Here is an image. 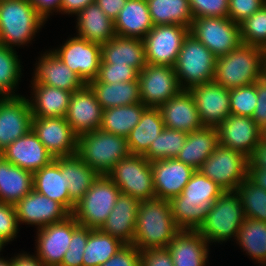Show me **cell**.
Here are the masks:
<instances>
[{
    "label": "cell",
    "mask_w": 266,
    "mask_h": 266,
    "mask_svg": "<svg viewBox=\"0 0 266 266\" xmlns=\"http://www.w3.org/2000/svg\"><path fill=\"white\" fill-rule=\"evenodd\" d=\"M261 141L266 144V125L261 128Z\"/></svg>",
    "instance_id": "obj_63"
},
{
    "label": "cell",
    "mask_w": 266,
    "mask_h": 266,
    "mask_svg": "<svg viewBox=\"0 0 266 266\" xmlns=\"http://www.w3.org/2000/svg\"><path fill=\"white\" fill-rule=\"evenodd\" d=\"M216 60L217 57L189 33L174 65L181 89L189 90L197 85L213 81Z\"/></svg>",
    "instance_id": "obj_6"
},
{
    "label": "cell",
    "mask_w": 266,
    "mask_h": 266,
    "mask_svg": "<svg viewBox=\"0 0 266 266\" xmlns=\"http://www.w3.org/2000/svg\"><path fill=\"white\" fill-rule=\"evenodd\" d=\"M3 246H5V244H4L3 241L0 239V252H1L2 248H3Z\"/></svg>",
    "instance_id": "obj_64"
},
{
    "label": "cell",
    "mask_w": 266,
    "mask_h": 266,
    "mask_svg": "<svg viewBox=\"0 0 266 266\" xmlns=\"http://www.w3.org/2000/svg\"><path fill=\"white\" fill-rule=\"evenodd\" d=\"M164 128L159 109L147 107L138 124L126 138L131 155H144L149 150L152 141L156 140Z\"/></svg>",
    "instance_id": "obj_34"
},
{
    "label": "cell",
    "mask_w": 266,
    "mask_h": 266,
    "mask_svg": "<svg viewBox=\"0 0 266 266\" xmlns=\"http://www.w3.org/2000/svg\"><path fill=\"white\" fill-rule=\"evenodd\" d=\"M158 109L166 128L188 134L204 127L189 90H181L163 105H160Z\"/></svg>",
    "instance_id": "obj_23"
},
{
    "label": "cell",
    "mask_w": 266,
    "mask_h": 266,
    "mask_svg": "<svg viewBox=\"0 0 266 266\" xmlns=\"http://www.w3.org/2000/svg\"><path fill=\"white\" fill-rule=\"evenodd\" d=\"M30 2L45 20L50 16V13L60 12L61 0H30Z\"/></svg>",
    "instance_id": "obj_57"
},
{
    "label": "cell",
    "mask_w": 266,
    "mask_h": 266,
    "mask_svg": "<svg viewBox=\"0 0 266 266\" xmlns=\"http://www.w3.org/2000/svg\"><path fill=\"white\" fill-rule=\"evenodd\" d=\"M89 237V228L79 226L73 233L60 266H82L83 254Z\"/></svg>",
    "instance_id": "obj_48"
},
{
    "label": "cell",
    "mask_w": 266,
    "mask_h": 266,
    "mask_svg": "<svg viewBox=\"0 0 266 266\" xmlns=\"http://www.w3.org/2000/svg\"><path fill=\"white\" fill-rule=\"evenodd\" d=\"M141 102L147 107L158 108L182 89L174 67L147 65L138 72Z\"/></svg>",
    "instance_id": "obj_12"
},
{
    "label": "cell",
    "mask_w": 266,
    "mask_h": 266,
    "mask_svg": "<svg viewBox=\"0 0 266 266\" xmlns=\"http://www.w3.org/2000/svg\"><path fill=\"white\" fill-rule=\"evenodd\" d=\"M242 44L266 49V4L240 23Z\"/></svg>",
    "instance_id": "obj_46"
},
{
    "label": "cell",
    "mask_w": 266,
    "mask_h": 266,
    "mask_svg": "<svg viewBox=\"0 0 266 266\" xmlns=\"http://www.w3.org/2000/svg\"><path fill=\"white\" fill-rule=\"evenodd\" d=\"M257 104L252 119L262 128L266 125V76L256 81Z\"/></svg>",
    "instance_id": "obj_55"
},
{
    "label": "cell",
    "mask_w": 266,
    "mask_h": 266,
    "mask_svg": "<svg viewBox=\"0 0 266 266\" xmlns=\"http://www.w3.org/2000/svg\"><path fill=\"white\" fill-rule=\"evenodd\" d=\"M33 93L29 105L33 117H65L70 103L69 92L60 88L44 84H32Z\"/></svg>",
    "instance_id": "obj_30"
},
{
    "label": "cell",
    "mask_w": 266,
    "mask_h": 266,
    "mask_svg": "<svg viewBox=\"0 0 266 266\" xmlns=\"http://www.w3.org/2000/svg\"><path fill=\"white\" fill-rule=\"evenodd\" d=\"M173 220L180 230H198L208 213V205L169 201Z\"/></svg>",
    "instance_id": "obj_45"
},
{
    "label": "cell",
    "mask_w": 266,
    "mask_h": 266,
    "mask_svg": "<svg viewBox=\"0 0 266 266\" xmlns=\"http://www.w3.org/2000/svg\"><path fill=\"white\" fill-rule=\"evenodd\" d=\"M125 243L104 233L100 229L89 228V237L83 254L82 266H100L115 255Z\"/></svg>",
    "instance_id": "obj_39"
},
{
    "label": "cell",
    "mask_w": 266,
    "mask_h": 266,
    "mask_svg": "<svg viewBox=\"0 0 266 266\" xmlns=\"http://www.w3.org/2000/svg\"><path fill=\"white\" fill-rule=\"evenodd\" d=\"M208 247L197 230H180L167 246L174 266H206Z\"/></svg>",
    "instance_id": "obj_25"
},
{
    "label": "cell",
    "mask_w": 266,
    "mask_h": 266,
    "mask_svg": "<svg viewBox=\"0 0 266 266\" xmlns=\"http://www.w3.org/2000/svg\"><path fill=\"white\" fill-rule=\"evenodd\" d=\"M31 84H44L69 92L81 89L85 83L53 51L38 58Z\"/></svg>",
    "instance_id": "obj_24"
},
{
    "label": "cell",
    "mask_w": 266,
    "mask_h": 266,
    "mask_svg": "<svg viewBox=\"0 0 266 266\" xmlns=\"http://www.w3.org/2000/svg\"><path fill=\"white\" fill-rule=\"evenodd\" d=\"M219 145L249 158L261 141V128L250 117L230 114L216 127Z\"/></svg>",
    "instance_id": "obj_19"
},
{
    "label": "cell",
    "mask_w": 266,
    "mask_h": 266,
    "mask_svg": "<svg viewBox=\"0 0 266 266\" xmlns=\"http://www.w3.org/2000/svg\"><path fill=\"white\" fill-rule=\"evenodd\" d=\"M139 203L138 199L121 193L100 230L125 244H132Z\"/></svg>",
    "instance_id": "obj_27"
},
{
    "label": "cell",
    "mask_w": 266,
    "mask_h": 266,
    "mask_svg": "<svg viewBox=\"0 0 266 266\" xmlns=\"http://www.w3.org/2000/svg\"><path fill=\"white\" fill-rule=\"evenodd\" d=\"M236 241L253 260L266 265V222L245 218Z\"/></svg>",
    "instance_id": "obj_40"
},
{
    "label": "cell",
    "mask_w": 266,
    "mask_h": 266,
    "mask_svg": "<svg viewBox=\"0 0 266 266\" xmlns=\"http://www.w3.org/2000/svg\"><path fill=\"white\" fill-rule=\"evenodd\" d=\"M32 118L24 96H0V153L32 129Z\"/></svg>",
    "instance_id": "obj_15"
},
{
    "label": "cell",
    "mask_w": 266,
    "mask_h": 266,
    "mask_svg": "<svg viewBox=\"0 0 266 266\" xmlns=\"http://www.w3.org/2000/svg\"><path fill=\"white\" fill-rule=\"evenodd\" d=\"M60 168L66 173L70 200L76 205L100 174L77 155L60 157Z\"/></svg>",
    "instance_id": "obj_36"
},
{
    "label": "cell",
    "mask_w": 266,
    "mask_h": 266,
    "mask_svg": "<svg viewBox=\"0 0 266 266\" xmlns=\"http://www.w3.org/2000/svg\"><path fill=\"white\" fill-rule=\"evenodd\" d=\"M236 192L240 196L245 218L266 222V190L246 178Z\"/></svg>",
    "instance_id": "obj_44"
},
{
    "label": "cell",
    "mask_w": 266,
    "mask_h": 266,
    "mask_svg": "<svg viewBox=\"0 0 266 266\" xmlns=\"http://www.w3.org/2000/svg\"><path fill=\"white\" fill-rule=\"evenodd\" d=\"M193 19L200 17H228L229 0H189Z\"/></svg>",
    "instance_id": "obj_50"
},
{
    "label": "cell",
    "mask_w": 266,
    "mask_h": 266,
    "mask_svg": "<svg viewBox=\"0 0 266 266\" xmlns=\"http://www.w3.org/2000/svg\"><path fill=\"white\" fill-rule=\"evenodd\" d=\"M130 65L140 72L146 65L143 39L115 35L101 45L100 64Z\"/></svg>",
    "instance_id": "obj_26"
},
{
    "label": "cell",
    "mask_w": 266,
    "mask_h": 266,
    "mask_svg": "<svg viewBox=\"0 0 266 266\" xmlns=\"http://www.w3.org/2000/svg\"><path fill=\"white\" fill-rule=\"evenodd\" d=\"M189 33V27L178 24L153 26L143 38L147 63L174 67Z\"/></svg>",
    "instance_id": "obj_11"
},
{
    "label": "cell",
    "mask_w": 266,
    "mask_h": 266,
    "mask_svg": "<svg viewBox=\"0 0 266 266\" xmlns=\"http://www.w3.org/2000/svg\"><path fill=\"white\" fill-rule=\"evenodd\" d=\"M44 266H60V265H44Z\"/></svg>",
    "instance_id": "obj_66"
},
{
    "label": "cell",
    "mask_w": 266,
    "mask_h": 266,
    "mask_svg": "<svg viewBox=\"0 0 266 266\" xmlns=\"http://www.w3.org/2000/svg\"><path fill=\"white\" fill-rule=\"evenodd\" d=\"M147 108L142 102L103 110L100 130L127 138Z\"/></svg>",
    "instance_id": "obj_37"
},
{
    "label": "cell",
    "mask_w": 266,
    "mask_h": 266,
    "mask_svg": "<svg viewBox=\"0 0 266 266\" xmlns=\"http://www.w3.org/2000/svg\"><path fill=\"white\" fill-rule=\"evenodd\" d=\"M264 4H266V0H229L228 18L240 24L258 11Z\"/></svg>",
    "instance_id": "obj_52"
},
{
    "label": "cell",
    "mask_w": 266,
    "mask_h": 266,
    "mask_svg": "<svg viewBox=\"0 0 266 266\" xmlns=\"http://www.w3.org/2000/svg\"><path fill=\"white\" fill-rule=\"evenodd\" d=\"M265 76V51L241 44L216 60L214 81L232 89L255 83Z\"/></svg>",
    "instance_id": "obj_2"
},
{
    "label": "cell",
    "mask_w": 266,
    "mask_h": 266,
    "mask_svg": "<svg viewBox=\"0 0 266 266\" xmlns=\"http://www.w3.org/2000/svg\"><path fill=\"white\" fill-rule=\"evenodd\" d=\"M45 21L30 0H0V44L30 43Z\"/></svg>",
    "instance_id": "obj_3"
},
{
    "label": "cell",
    "mask_w": 266,
    "mask_h": 266,
    "mask_svg": "<svg viewBox=\"0 0 266 266\" xmlns=\"http://www.w3.org/2000/svg\"><path fill=\"white\" fill-rule=\"evenodd\" d=\"M32 130L54 158L76 154L77 135L65 117H33Z\"/></svg>",
    "instance_id": "obj_17"
},
{
    "label": "cell",
    "mask_w": 266,
    "mask_h": 266,
    "mask_svg": "<svg viewBox=\"0 0 266 266\" xmlns=\"http://www.w3.org/2000/svg\"><path fill=\"white\" fill-rule=\"evenodd\" d=\"M219 145L216 127H203L187 134L176 159L198 170Z\"/></svg>",
    "instance_id": "obj_33"
},
{
    "label": "cell",
    "mask_w": 266,
    "mask_h": 266,
    "mask_svg": "<svg viewBox=\"0 0 266 266\" xmlns=\"http://www.w3.org/2000/svg\"><path fill=\"white\" fill-rule=\"evenodd\" d=\"M248 163L253 168H266V144L262 141L255 147L251 156L248 158Z\"/></svg>",
    "instance_id": "obj_59"
},
{
    "label": "cell",
    "mask_w": 266,
    "mask_h": 266,
    "mask_svg": "<svg viewBox=\"0 0 266 266\" xmlns=\"http://www.w3.org/2000/svg\"><path fill=\"white\" fill-rule=\"evenodd\" d=\"M76 154L100 175H107L121 159L131 155L125 137L100 129L77 136Z\"/></svg>",
    "instance_id": "obj_4"
},
{
    "label": "cell",
    "mask_w": 266,
    "mask_h": 266,
    "mask_svg": "<svg viewBox=\"0 0 266 266\" xmlns=\"http://www.w3.org/2000/svg\"><path fill=\"white\" fill-rule=\"evenodd\" d=\"M179 231L169 200L154 198L140 201L132 245L140 251L167 248Z\"/></svg>",
    "instance_id": "obj_1"
},
{
    "label": "cell",
    "mask_w": 266,
    "mask_h": 266,
    "mask_svg": "<svg viewBox=\"0 0 266 266\" xmlns=\"http://www.w3.org/2000/svg\"><path fill=\"white\" fill-rule=\"evenodd\" d=\"M265 51V73H266V49H264Z\"/></svg>",
    "instance_id": "obj_65"
},
{
    "label": "cell",
    "mask_w": 266,
    "mask_h": 266,
    "mask_svg": "<svg viewBox=\"0 0 266 266\" xmlns=\"http://www.w3.org/2000/svg\"><path fill=\"white\" fill-rule=\"evenodd\" d=\"M186 139L187 133L165 127L143 156L150 162L176 158Z\"/></svg>",
    "instance_id": "obj_42"
},
{
    "label": "cell",
    "mask_w": 266,
    "mask_h": 266,
    "mask_svg": "<svg viewBox=\"0 0 266 266\" xmlns=\"http://www.w3.org/2000/svg\"><path fill=\"white\" fill-rule=\"evenodd\" d=\"M247 178L255 185L266 190V168H253L248 163Z\"/></svg>",
    "instance_id": "obj_60"
},
{
    "label": "cell",
    "mask_w": 266,
    "mask_h": 266,
    "mask_svg": "<svg viewBox=\"0 0 266 266\" xmlns=\"http://www.w3.org/2000/svg\"><path fill=\"white\" fill-rule=\"evenodd\" d=\"M53 52L77 74L85 84L96 79L101 62V44L74 36Z\"/></svg>",
    "instance_id": "obj_13"
},
{
    "label": "cell",
    "mask_w": 266,
    "mask_h": 266,
    "mask_svg": "<svg viewBox=\"0 0 266 266\" xmlns=\"http://www.w3.org/2000/svg\"><path fill=\"white\" fill-rule=\"evenodd\" d=\"M229 97L232 115L252 118L257 104L256 82L229 89Z\"/></svg>",
    "instance_id": "obj_47"
},
{
    "label": "cell",
    "mask_w": 266,
    "mask_h": 266,
    "mask_svg": "<svg viewBox=\"0 0 266 266\" xmlns=\"http://www.w3.org/2000/svg\"><path fill=\"white\" fill-rule=\"evenodd\" d=\"M204 127H217L230 114L229 89L210 81L189 89Z\"/></svg>",
    "instance_id": "obj_16"
},
{
    "label": "cell",
    "mask_w": 266,
    "mask_h": 266,
    "mask_svg": "<svg viewBox=\"0 0 266 266\" xmlns=\"http://www.w3.org/2000/svg\"><path fill=\"white\" fill-rule=\"evenodd\" d=\"M103 109L88 84L72 93L66 121L77 136L100 128Z\"/></svg>",
    "instance_id": "obj_20"
},
{
    "label": "cell",
    "mask_w": 266,
    "mask_h": 266,
    "mask_svg": "<svg viewBox=\"0 0 266 266\" xmlns=\"http://www.w3.org/2000/svg\"><path fill=\"white\" fill-rule=\"evenodd\" d=\"M248 158L242 153L218 145L198 171L224 191H236L247 178Z\"/></svg>",
    "instance_id": "obj_10"
},
{
    "label": "cell",
    "mask_w": 266,
    "mask_h": 266,
    "mask_svg": "<svg viewBox=\"0 0 266 266\" xmlns=\"http://www.w3.org/2000/svg\"><path fill=\"white\" fill-rule=\"evenodd\" d=\"M107 176L122 194L139 201L156 198L151 162L143 155H130L121 159Z\"/></svg>",
    "instance_id": "obj_8"
},
{
    "label": "cell",
    "mask_w": 266,
    "mask_h": 266,
    "mask_svg": "<svg viewBox=\"0 0 266 266\" xmlns=\"http://www.w3.org/2000/svg\"><path fill=\"white\" fill-rule=\"evenodd\" d=\"M79 226L76 219L70 215L61 222L37 229L36 256L44 265H60L69 248L72 233Z\"/></svg>",
    "instance_id": "obj_14"
},
{
    "label": "cell",
    "mask_w": 266,
    "mask_h": 266,
    "mask_svg": "<svg viewBox=\"0 0 266 266\" xmlns=\"http://www.w3.org/2000/svg\"><path fill=\"white\" fill-rule=\"evenodd\" d=\"M0 266H12V257L9 260L0 257Z\"/></svg>",
    "instance_id": "obj_62"
},
{
    "label": "cell",
    "mask_w": 266,
    "mask_h": 266,
    "mask_svg": "<svg viewBox=\"0 0 266 266\" xmlns=\"http://www.w3.org/2000/svg\"><path fill=\"white\" fill-rule=\"evenodd\" d=\"M0 155L13 165L32 173L47 166L55 159L32 129L8 145Z\"/></svg>",
    "instance_id": "obj_22"
},
{
    "label": "cell",
    "mask_w": 266,
    "mask_h": 266,
    "mask_svg": "<svg viewBox=\"0 0 266 266\" xmlns=\"http://www.w3.org/2000/svg\"><path fill=\"white\" fill-rule=\"evenodd\" d=\"M18 227L15 206L0 202V239L4 244L14 240L19 231Z\"/></svg>",
    "instance_id": "obj_51"
},
{
    "label": "cell",
    "mask_w": 266,
    "mask_h": 266,
    "mask_svg": "<svg viewBox=\"0 0 266 266\" xmlns=\"http://www.w3.org/2000/svg\"><path fill=\"white\" fill-rule=\"evenodd\" d=\"M151 167L155 196L167 200L180 195L196 171L176 158L153 161Z\"/></svg>",
    "instance_id": "obj_21"
},
{
    "label": "cell",
    "mask_w": 266,
    "mask_h": 266,
    "mask_svg": "<svg viewBox=\"0 0 266 266\" xmlns=\"http://www.w3.org/2000/svg\"><path fill=\"white\" fill-rule=\"evenodd\" d=\"M141 251L132 244H125L118 252L100 266H140Z\"/></svg>",
    "instance_id": "obj_53"
},
{
    "label": "cell",
    "mask_w": 266,
    "mask_h": 266,
    "mask_svg": "<svg viewBox=\"0 0 266 266\" xmlns=\"http://www.w3.org/2000/svg\"><path fill=\"white\" fill-rule=\"evenodd\" d=\"M153 26L146 0H127L114 20L115 33L122 37L143 39Z\"/></svg>",
    "instance_id": "obj_31"
},
{
    "label": "cell",
    "mask_w": 266,
    "mask_h": 266,
    "mask_svg": "<svg viewBox=\"0 0 266 266\" xmlns=\"http://www.w3.org/2000/svg\"><path fill=\"white\" fill-rule=\"evenodd\" d=\"M20 59L15 48L0 44V95L19 96L15 94V87L22 76ZM21 75V76H20Z\"/></svg>",
    "instance_id": "obj_43"
},
{
    "label": "cell",
    "mask_w": 266,
    "mask_h": 266,
    "mask_svg": "<svg viewBox=\"0 0 266 266\" xmlns=\"http://www.w3.org/2000/svg\"><path fill=\"white\" fill-rule=\"evenodd\" d=\"M12 266H44V264L37 256L24 252L12 258Z\"/></svg>",
    "instance_id": "obj_61"
},
{
    "label": "cell",
    "mask_w": 266,
    "mask_h": 266,
    "mask_svg": "<svg viewBox=\"0 0 266 266\" xmlns=\"http://www.w3.org/2000/svg\"><path fill=\"white\" fill-rule=\"evenodd\" d=\"M140 266H174L168 248H150L141 251Z\"/></svg>",
    "instance_id": "obj_54"
},
{
    "label": "cell",
    "mask_w": 266,
    "mask_h": 266,
    "mask_svg": "<svg viewBox=\"0 0 266 266\" xmlns=\"http://www.w3.org/2000/svg\"><path fill=\"white\" fill-rule=\"evenodd\" d=\"M244 220L240 196L236 191H225L209 206L205 220L197 232L209 244L228 241L232 237L236 239Z\"/></svg>",
    "instance_id": "obj_5"
},
{
    "label": "cell",
    "mask_w": 266,
    "mask_h": 266,
    "mask_svg": "<svg viewBox=\"0 0 266 266\" xmlns=\"http://www.w3.org/2000/svg\"><path fill=\"white\" fill-rule=\"evenodd\" d=\"M94 2L95 0H61L60 12L62 14L76 15L79 11Z\"/></svg>",
    "instance_id": "obj_58"
},
{
    "label": "cell",
    "mask_w": 266,
    "mask_h": 266,
    "mask_svg": "<svg viewBox=\"0 0 266 266\" xmlns=\"http://www.w3.org/2000/svg\"><path fill=\"white\" fill-rule=\"evenodd\" d=\"M102 109L141 102L139 81L106 84L94 79L88 83Z\"/></svg>",
    "instance_id": "obj_35"
},
{
    "label": "cell",
    "mask_w": 266,
    "mask_h": 266,
    "mask_svg": "<svg viewBox=\"0 0 266 266\" xmlns=\"http://www.w3.org/2000/svg\"><path fill=\"white\" fill-rule=\"evenodd\" d=\"M33 189L73 212L75 204L70 200L66 173L60 168V157L33 173Z\"/></svg>",
    "instance_id": "obj_28"
},
{
    "label": "cell",
    "mask_w": 266,
    "mask_h": 266,
    "mask_svg": "<svg viewBox=\"0 0 266 266\" xmlns=\"http://www.w3.org/2000/svg\"><path fill=\"white\" fill-rule=\"evenodd\" d=\"M33 190V173L0 155V202L15 205Z\"/></svg>",
    "instance_id": "obj_32"
},
{
    "label": "cell",
    "mask_w": 266,
    "mask_h": 266,
    "mask_svg": "<svg viewBox=\"0 0 266 266\" xmlns=\"http://www.w3.org/2000/svg\"><path fill=\"white\" fill-rule=\"evenodd\" d=\"M18 225L27 223L37 228L61 222L71 213L59 202L39 194L34 189L15 205Z\"/></svg>",
    "instance_id": "obj_18"
},
{
    "label": "cell",
    "mask_w": 266,
    "mask_h": 266,
    "mask_svg": "<svg viewBox=\"0 0 266 266\" xmlns=\"http://www.w3.org/2000/svg\"><path fill=\"white\" fill-rule=\"evenodd\" d=\"M96 79L106 84L129 82L138 79V71L127 64H100Z\"/></svg>",
    "instance_id": "obj_49"
},
{
    "label": "cell",
    "mask_w": 266,
    "mask_h": 266,
    "mask_svg": "<svg viewBox=\"0 0 266 266\" xmlns=\"http://www.w3.org/2000/svg\"><path fill=\"white\" fill-rule=\"evenodd\" d=\"M190 34L201 41L217 58L242 44L240 24L228 17L193 19Z\"/></svg>",
    "instance_id": "obj_9"
},
{
    "label": "cell",
    "mask_w": 266,
    "mask_h": 266,
    "mask_svg": "<svg viewBox=\"0 0 266 266\" xmlns=\"http://www.w3.org/2000/svg\"><path fill=\"white\" fill-rule=\"evenodd\" d=\"M77 35L89 42L104 44L115 35L114 21L94 2L76 14Z\"/></svg>",
    "instance_id": "obj_29"
},
{
    "label": "cell",
    "mask_w": 266,
    "mask_h": 266,
    "mask_svg": "<svg viewBox=\"0 0 266 266\" xmlns=\"http://www.w3.org/2000/svg\"><path fill=\"white\" fill-rule=\"evenodd\" d=\"M154 26L178 24L191 27L193 15L189 0H146Z\"/></svg>",
    "instance_id": "obj_38"
},
{
    "label": "cell",
    "mask_w": 266,
    "mask_h": 266,
    "mask_svg": "<svg viewBox=\"0 0 266 266\" xmlns=\"http://www.w3.org/2000/svg\"><path fill=\"white\" fill-rule=\"evenodd\" d=\"M120 194V189L107 175H100L75 205L71 215L80 226L100 229Z\"/></svg>",
    "instance_id": "obj_7"
},
{
    "label": "cell",
    "mask_w": 266,
    "mask_h": 266,
    "mask_svg": "<svg viewBox=\"0 0 266 266\" xmlns=\"http://www.w3.org/2000/svg\"><path fill=\"white\" fill-rule=\"evenodd\" d=\"M126 2L127 0H95V3L113 21L118 17Z\"/></svg>",
    "instance_id": "obj_56"
},
{
    "label": "cell",
    "mask_w": 266,
    "mask_h": 266,
    "mask_svg": "<svg viewBox=\"0 0 266 266\" xmlns=\"http://www.w3.org/2000/svg\"><path fill=\"white\" fill-rule=\"evenodd\" d=\"M224 192V189L218 184L196 170L181 194L169 201H184L210 206Z\"/></svg>",
    "instance_id": "obj_41"
}]
</instances>
